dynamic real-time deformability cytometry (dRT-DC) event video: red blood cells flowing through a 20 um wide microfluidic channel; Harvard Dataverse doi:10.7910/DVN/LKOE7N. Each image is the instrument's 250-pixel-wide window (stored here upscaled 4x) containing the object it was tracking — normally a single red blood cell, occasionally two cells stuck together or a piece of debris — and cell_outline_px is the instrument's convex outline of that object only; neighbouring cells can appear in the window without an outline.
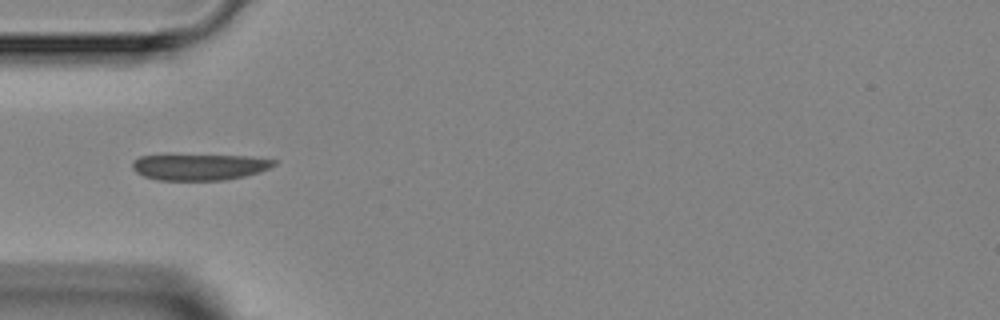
{"species": "Egyptian fruit bat (a non-hibernating species)", "species_latin": "Rousettus aegyptiacus", "temperature_condition": "room temperature", "stored_images_in_passage": 1, "camera_frame_rate_fps": 3000, "um_per_image_px": 0.085, "animal": {"sex": "female"}, "frame": {"image": 1, "passage_image": 1, "time_ms": 0.0, "image_size_px": [1000, 320], "cell_outline_px": [[280, 160], [276, 164], [260, 172], [244, 176], [224, 180], [156, 180], [144, 176], [136, 172], [132, 168], [132, 160], [140, 156], [168, 152], [248, 156]], "centroid_in_image_um": [16.9, 14.13], "position_along_channel_um": 68.1, "area_um2": 22.95}}